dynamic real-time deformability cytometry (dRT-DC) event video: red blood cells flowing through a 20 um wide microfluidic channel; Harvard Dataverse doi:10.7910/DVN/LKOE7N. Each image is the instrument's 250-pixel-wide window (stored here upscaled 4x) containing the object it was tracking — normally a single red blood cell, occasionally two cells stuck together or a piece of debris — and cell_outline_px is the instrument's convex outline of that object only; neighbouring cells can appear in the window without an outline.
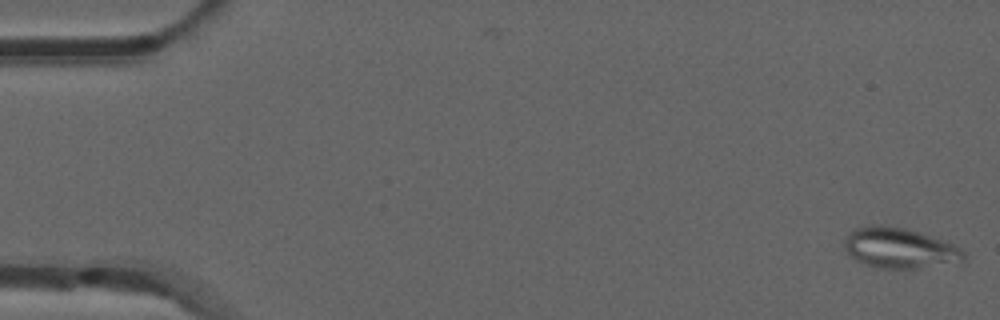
{"species": "common noctule bat (a hibernating species)", "species_latin": "Nyctalus noctula", "temperature_condition": "room temperature", "stored_images_in_passage": 53, "camera_frame_rate_fps": 3000, "um_per_image_px": 0.085, "animal": {"sex": "male", "forearm_length_mm": 52.5}, "frame": {"image": 1, "passage_image": 1, "time_ms": 0.0, "image_size_px": [1000, 320], "cell_outline_px": [[964, 260], [916, 268], [880, 268], [856, 260], [844, 248], [844, 240], [856, 228], [872, 224], [880, 224], [904, 228], [956, 244], [964, 252]], "centroid_in_image_um": [76.45, 21.06], "position_along_channel_um": 8.6, "area_um2": 27.51}}
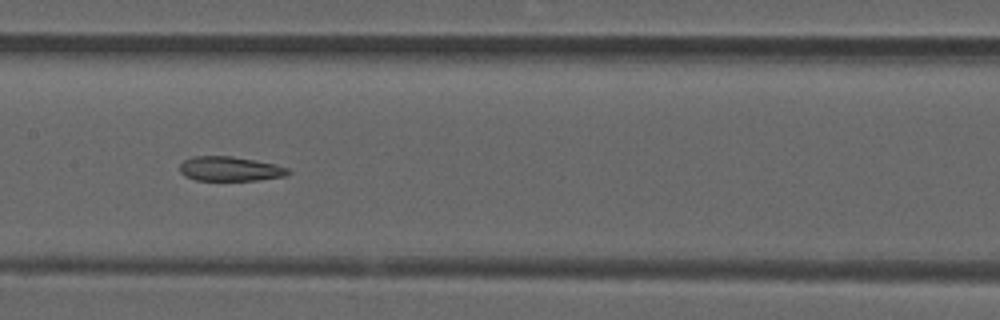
{"frame": {"image": 2, "passage_image": 26, "time_ms": 8.333, "image_size_px": [1000, 320], "cell_outline_px": [[292, 172], [288, 176], [256, 180], [196, 180], [184, 176], [180, 172], [180, 164], [184, 160], [192, 156], [232, 156], [256, 160], [276, 164], [288, 168]], "centroid_in_image_um": [19.58, 14.35], "position_along_channel_um": 187.8, "area_um2": 15.66}}
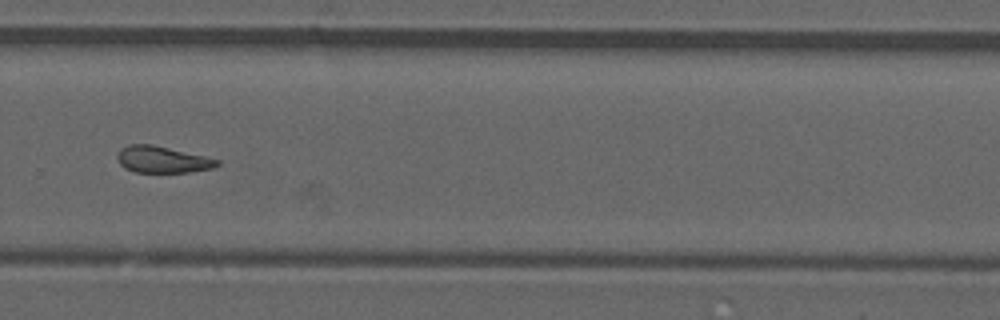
{"frame": {"image": 3, "passage_image": 36, "time_ms": 11.667, "image_size_px": [1000, 320], "cell_outline_px": [[220, 164], [212, 168], [188, 172], [132, 172], [124, 168], [120, 164], [116, 156], [120, 148], [128, 144], [152, 144], [204, 156], [220, 160]], "centroid_in_image_um": [13.75, 13.56], "position_along_channel_um": 316.0, "area_um2": 15.49}, "authors_computed_cell_mechanics": {"area_um2": 16.8776, "velocity_mm_per_s": 3.8665, "shape_relaxation_time_tau1_ms": null, "shape_relaxation_time_tau2_ms": 2.8558, "deformation_change_tau1": null, "deformation_change_tau2": 0.1008}}